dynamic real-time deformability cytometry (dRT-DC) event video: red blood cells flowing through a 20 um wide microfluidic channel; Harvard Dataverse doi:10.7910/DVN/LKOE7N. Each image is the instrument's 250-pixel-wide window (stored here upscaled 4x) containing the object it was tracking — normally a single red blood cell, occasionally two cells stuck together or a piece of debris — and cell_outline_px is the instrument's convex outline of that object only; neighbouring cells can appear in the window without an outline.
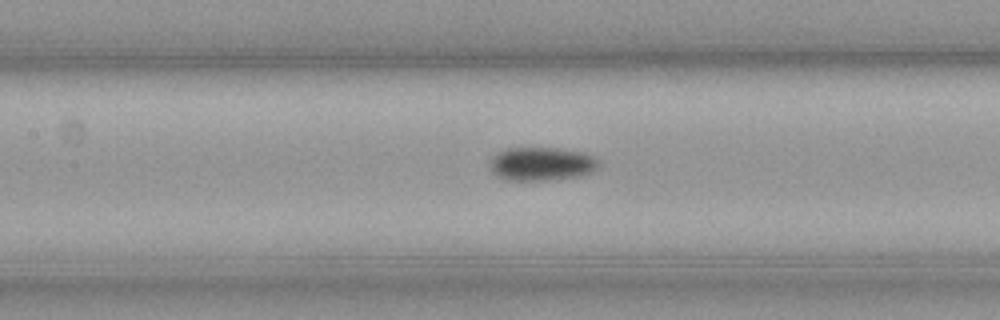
{"species": "common noctule bat (a hibernating species)", "species_latin": "Nyctalus noctula", "temperature_condition": "cold", "stored_images_in_passage": 30, "camera_frame_rate_fps": 3000, "um_per_image_px": 0.085, "animal": {"sex": "male", "body_mass_g": 23.1, "forearm_length_mm": 52.7}, "frame": {"image": 1, "passage_image": 11, "time_ms": 3.333, "image_size_px": [1000, 320], "cell_outline_px": [[600, 164], [596, 168], [588, 172], [576, 176], [544, 180], [508, 180], [496, 176], [492, 172], [492, 160], [500, 152], [508, 148], [560, 148], [584, 152], [600, 160]], "centroid_in_image_um": [46.06, 13.92], "position_along_channel_um": 161.3, "area_um2": 20.81}}
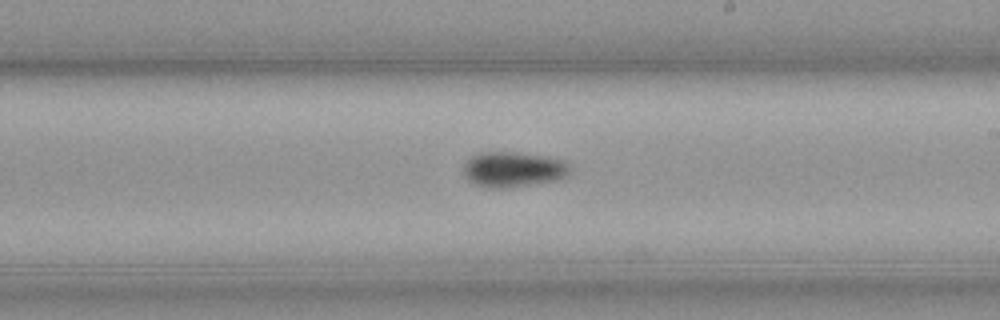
{"frame": {"image": 2, "passage_image": 18, "time_ms": 5.667, "image_size_px": [1000, 320], "cell_outline_px": [[568, 176], [556, 180], [508, 188], [488, 188], [476, 184], [468, 180], [464, 176], [464, 164], [472, 156], [480, 152], [512, 152], [540, 156], [564, 160], [568, 164]], "centroid_in_image_um": [43.59, 14.41], "position_along_channel_um": 245.4, "area_um2": 21.68}}
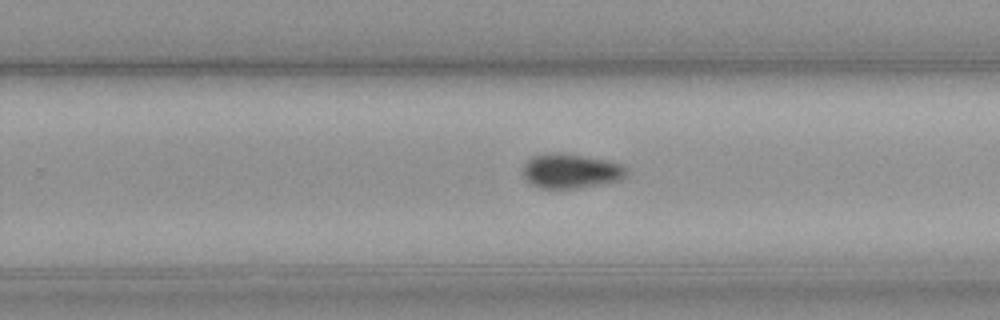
{"frame": {"image": 3, "passage_image": 21, "time_ms": 6.667, "image_size_px": [1000, 320], "cell_outline_px": [[628, 176], [620, 180], [600, 184], [576, 188], [540, 188], [532, 184], [524, 176], [524, 164], [532, 156], [584, 156], [612, 160], [624, 164], [628, 168]], "centroid_in_image_um": [48.65, 14.57], "position_along_channel_um": 281.1, "area_um2": 20.23}}